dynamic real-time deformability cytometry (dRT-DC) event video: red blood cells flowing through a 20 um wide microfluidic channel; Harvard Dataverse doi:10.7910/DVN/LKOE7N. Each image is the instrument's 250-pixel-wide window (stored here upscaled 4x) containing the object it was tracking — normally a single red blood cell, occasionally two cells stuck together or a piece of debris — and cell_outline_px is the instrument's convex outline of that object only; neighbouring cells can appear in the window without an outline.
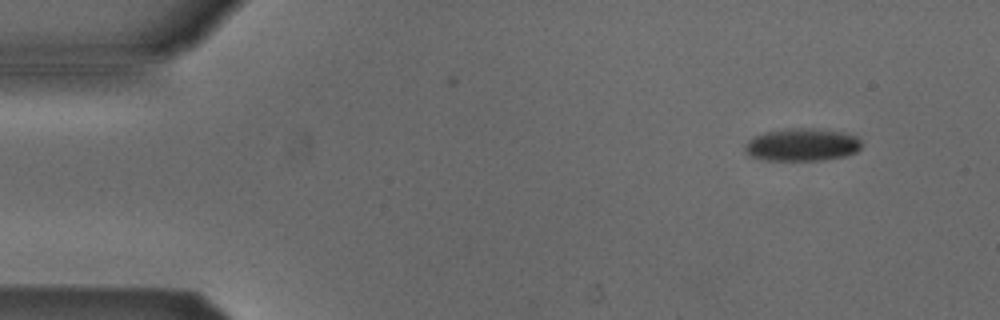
{"species": "Egyptian fruit bat (a non-hibernating species)", "species_latin": "Rousettus aegyptiacus", "temperature_condition": "cold", "stored_images_in_passage": 2, "camera_frame_rate_fps": 3000, "um_per_image_px": 0.085, "animal": {"sex": "male"}, "frame": {"image": 1, "passage_image": 1, "time_ms": 0.0, "image_size_px": [1000, 320], "cell_outline_px": [[860, 148], [856, 152], [844, 156], [820, 160], [764, 160], [748, 156], [744, 148], [744, 144], [752, 136], [764, 132], [788, 128], [812, 128], [840, 132], [856, 136], [860, 140]], "centroid_in_image_um": [68.1, 12.3], "position_along_channel_um": 16.9, "area_um2": 22.25}}